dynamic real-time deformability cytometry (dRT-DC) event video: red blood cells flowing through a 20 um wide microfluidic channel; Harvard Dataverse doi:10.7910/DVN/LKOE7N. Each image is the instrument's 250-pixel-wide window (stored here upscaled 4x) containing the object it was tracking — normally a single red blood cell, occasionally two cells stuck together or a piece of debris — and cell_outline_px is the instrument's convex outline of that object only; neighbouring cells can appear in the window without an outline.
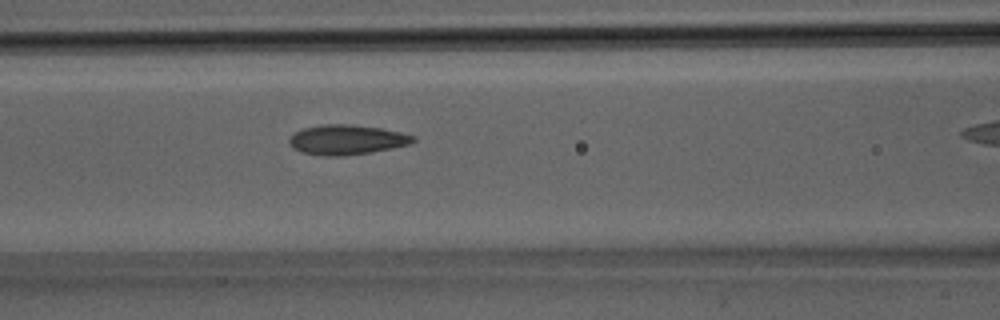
{"species": "Egyptian fruit bat (a non-hibernating species)", "species_latin": "Rousettus aegyptiacus", "temperature_condition": "room temperature", "stored_images_in_passage": 19, "camera_frame_rate_fps": 3000, "um_per_image_px": 0.085, "animal": {"sex": "male"}, "frame": {"image": 1, "passage_image": 6, "time_ms": 1.667, "image_size_px": [1000, 320], "cell_outline_px": [[416, 140], [412, 144], [372, 152], [344, 156], [324, 156], [300, 152], [292, 148], [288, 140], [296, 132], [304, 128], [324, 124], [348, 124], [380, 128], [400, 132], [416, 136]], "centroid_in_image_um": [29.49, 11.89], "position_along_channel_um": 137.1, "area_um2": 21.62}}
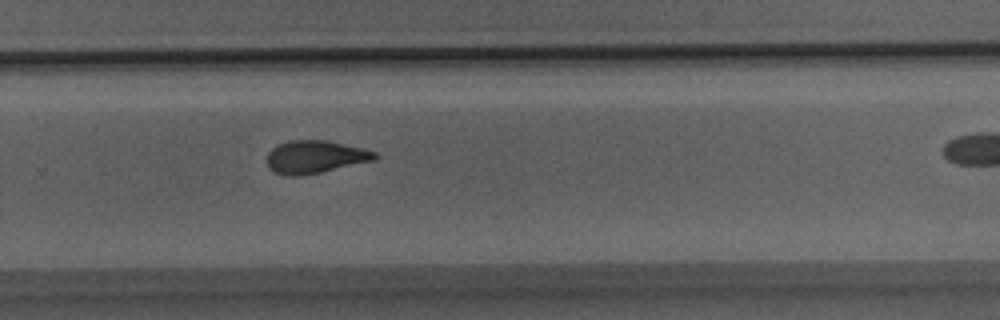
{"frame": {"image": 2, "passage_image": 14, "time_ms": 4.333, "image_size_px": [1000, 320], "cell_outline_px": [[380, 156], [376, 160], [320, 172], [300, 176], [288, 176], [276, 172], [268, 168], [268, 152], [272, 148], [280, 144], [292, 140], [324, 140], [364, 148], [376, 152]], "centroid_in_image_um": [26.83, 13.34], "position_along_channel_um": 303.0, "area_um2": 20.52}}
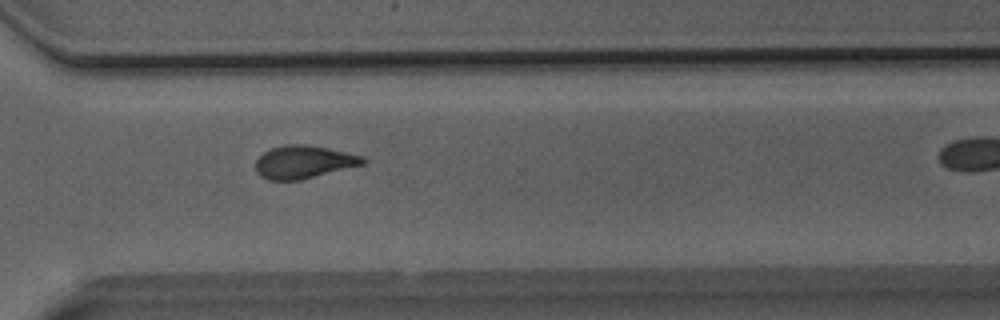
{"frame": {"image": 3, "passage_image": 16, "time_ms": 5.0, "image_size_px": [1000, 320], "cell_outline_px": [[368, 160], [364, 164], [300, 180], [268, 180], [260, 176], [256, 172], [256, 160], [264, 152], [272, 148], [284, 144], [304, 144], [328, 148], [360, 156]], "centroid_in_image_um": [25.78, 13.77], "position_along_channel_um": 344.8, "area_um2": 20.4}}